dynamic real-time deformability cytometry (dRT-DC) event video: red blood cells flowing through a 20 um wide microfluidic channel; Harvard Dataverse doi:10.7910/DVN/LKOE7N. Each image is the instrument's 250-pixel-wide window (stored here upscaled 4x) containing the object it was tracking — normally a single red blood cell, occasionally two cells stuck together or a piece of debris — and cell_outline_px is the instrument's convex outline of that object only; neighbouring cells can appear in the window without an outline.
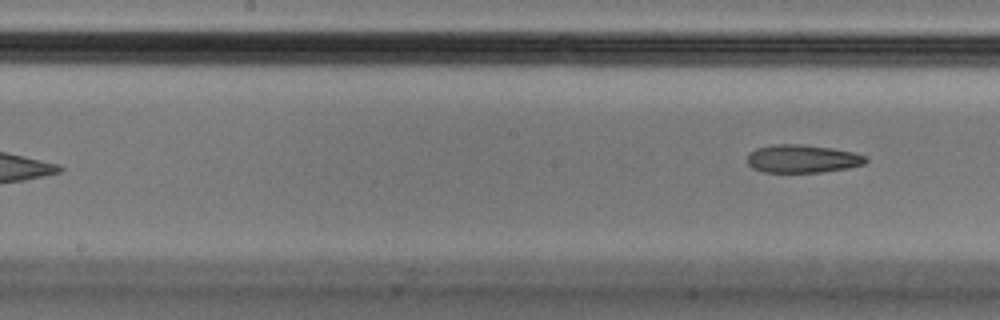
{"species": "Egyptian fruit bat (a non-hibernating species)", "species_latin": "Rousettus aegyptiacus", "temperature_condition": "cold", "stored_images_in_passage": 9, "camera_frame_rate_fps": 3000, "um_per_image_px": 0.085, "animal": {"sex": "male"}, "frame": {"image": 1, "passage_image": 9, "time_ms": 2.667, "image_size_px": [1000, 320], "cell_outline_px": [[868, 160], [864, 164], [848, 168], [820, 172], [764, 172], [752, 168], [748, 164], [748, 152], [756, 148], [776, 144], [804, 144], [832, 148], [852, 152], [868, 156]], "centroid_in_image_um": [68.21, 13.49], "position_along_channel_um": 180.0, "area_um2": 19.48}}